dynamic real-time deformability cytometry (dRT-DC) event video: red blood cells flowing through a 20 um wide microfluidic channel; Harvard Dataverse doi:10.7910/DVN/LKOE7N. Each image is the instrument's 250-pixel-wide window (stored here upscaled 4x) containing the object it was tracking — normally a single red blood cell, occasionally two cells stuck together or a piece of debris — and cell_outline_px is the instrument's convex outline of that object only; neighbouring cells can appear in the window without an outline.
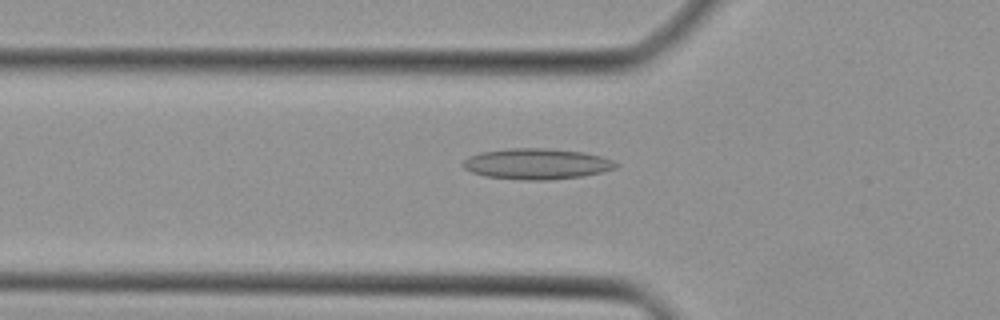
{"species": "Egyptian fruit bat (a non-hibernating species)", "species_latin": "Rousettus aegyptiacus", "temperature_condition": "cold", "stored_images_in_passage": 37, "camera_frame_rate_fps": 3000, "um_per_image_px": 0.085, "animal": {"sex": "female"}, "frame": {"image": 1, "passage_image": 8, "time_ms": 2.333, "image_size_px": [1000, 320], "cell_outline_px": [[620, 164], [616, 168], [600, 172], [580, 176], [548, 180], [524, 180], [484, 176], [472, 172], [464, 168], [460, 164], [468, 156], [480, 152], [508, 148], [548, 148], [584, 152], [600, 156], [612, 160]], "centroid_in_image_um": [45.58, 13.92], "position_along_channel_um": 80.2, "area_um2": 27.51}}
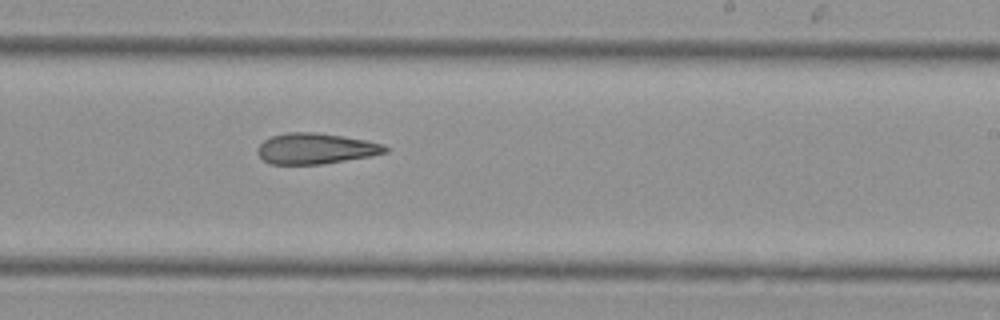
{"frame": {"image": 2, "passage_image": 20, "time_ms": 6.333, "image_size_px": [1000, 320], "cell_outline_px": [[388, 152], [368, 156], [320, 164], [272, 164], [264, 160], [256, 152], [256, 148], [264, 140], [272, 136], [288, 132], [316, 132], [344, 136], [384, 144], [388, 148]], "centroid_in_image_um": [26.8, 12.62], "position_along_channel_um": 262.2, "area_um2": 22.72}}
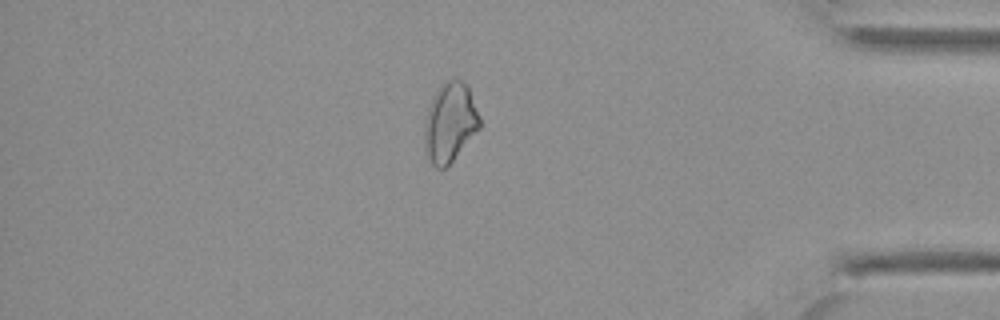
{"frame": {"image": 3, "passage_image": 31, "time_ms": 10.0, "image_size_px": [1000, 320], "cell_outline_px": [[480, 128], [452, 160], [444, 168], [436, 168], [428, 160], [424, 148], [424, 120], [432, 96], [440, 84], [452, 76], [456, 76], [468, 84], [480, 116]], "centroid_in_image_um": [38.23, 10.34], "position_along_channel_um": 397.0, "area_um2": 26.07}}